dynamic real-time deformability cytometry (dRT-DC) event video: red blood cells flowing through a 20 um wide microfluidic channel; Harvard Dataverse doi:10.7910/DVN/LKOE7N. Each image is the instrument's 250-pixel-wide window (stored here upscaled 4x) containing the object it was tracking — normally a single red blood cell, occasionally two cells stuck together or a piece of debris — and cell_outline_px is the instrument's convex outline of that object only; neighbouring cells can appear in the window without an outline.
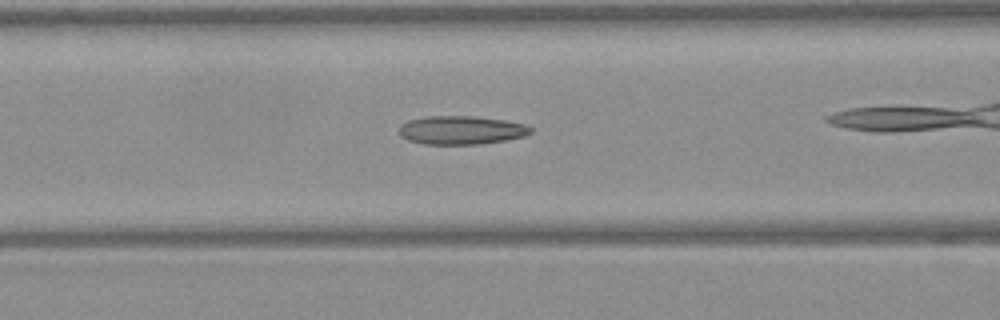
{"species": "Egyptian fruit bat (a non-hibernating species)", "species_latin": "Rousettus aegyptiacus", "temperature_condition": "warm", "stored_images_in_passage": 40, "camera_frame_rate_fps": 3000, "um_per_image_px": 0.085, "frame": {"image": 1, "passage_image": 21, "time_ms": 6.667, "image_size_px": [1000, 320], "cell_outline_px": [[532, 132], [524, 136], [504, 140], [480, 144], [424, 144], [408, 140], [400, 136], [400, 124], [408, 120], [428, 116], [476, 116], [504, 120], [524, 124], [532, 128]], "centroid_in_image_um": [39.19, 11.06], "position_along_channel_um": 127.4, "area_um2": 21.85}}
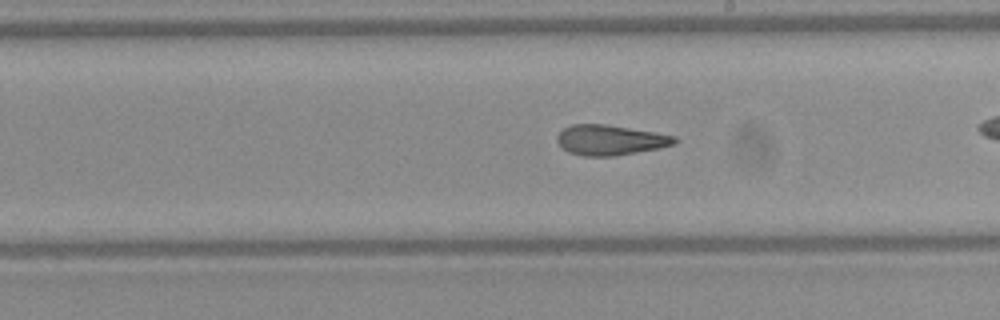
{"frame": {"image": 2, "passage_image": 29, "time_ms": 9.333, "image_size_px": [1000, 320], "cell_outline_px": [[680, 140], [676, 144], [660, 148], [612, 156], [584, 156], [568, 152], [556, 140], [556, 136], [564, 128], [572, 124], [604, 124], [676, 136]], "centroid_in_image_um": [51.88, 11.9], "position_along_channel_um": 237.1, "area_um2": 20.52}}
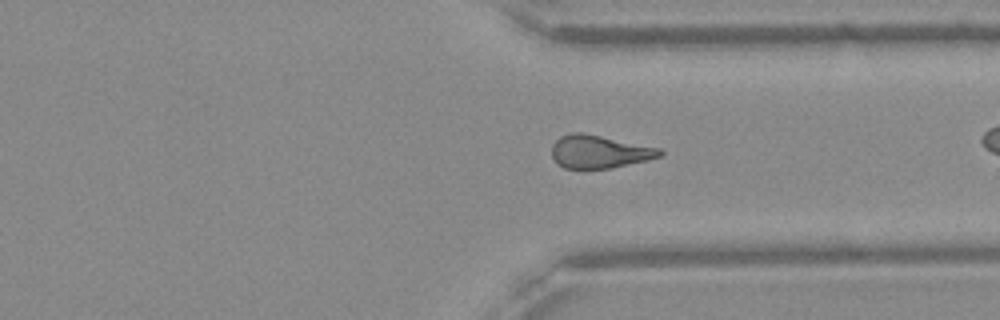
{"frame": {"image": 3, "passage_image": 38, "time_ms": 12.333, "image_size_px": [1000, 320], "cell_outline_px": [[664, 152], [660, 156], [648, 160], [612, 168], [564, 168], [556, 164], [552, 156], [552, 144], [560, 136], [572, 132], [584, 132], [660, 148]], "centroid_in_image_um": [50.92, 12.88], "position_along_channel_um": 360.5, "area_um2": 20.92}}